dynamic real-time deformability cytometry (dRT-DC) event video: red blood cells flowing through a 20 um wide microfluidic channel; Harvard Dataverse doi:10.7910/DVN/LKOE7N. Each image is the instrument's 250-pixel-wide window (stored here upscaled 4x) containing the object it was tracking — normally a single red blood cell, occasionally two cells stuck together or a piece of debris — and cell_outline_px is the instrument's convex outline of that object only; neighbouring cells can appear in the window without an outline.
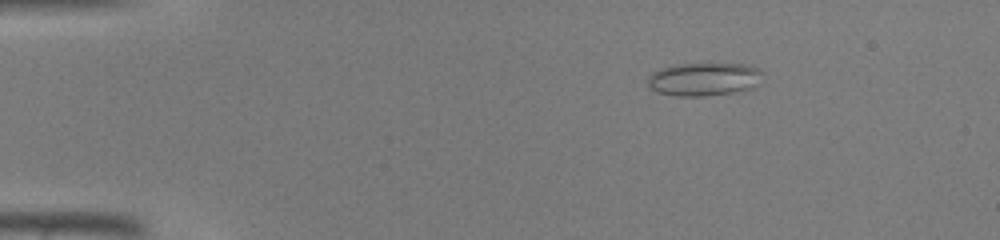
{"species": "common noctule bat (a hibernating species)", "species_latin": "Nyctalus noctula", "temperature_condition": "warm", "stored_images_in_passage": 39, "camera_frame_rate_fps": 3000, "um_per_image_px": 0.085, "animal": {"sex": "male", "body_mass_g": 19.0, "forearm_length_mm": 50.8}, "frame": {"image": 1, "passage_image": 1, "time_ms": 0.0, "image_size_px": [1000, 240], "cell_outline_px": [[764, 72], [760, 84], [752, 88], [732, 92], [700, 96], [676, 96], [656, 92], [648, 84], [648, 76], [652, 72], [660, 68], [672, 64], [744, 64], [760, 68]], "centroid_in_image_um": [59.86, 6.72], "position_along_channel_um": 25.1, "area_um2": 22.43}}
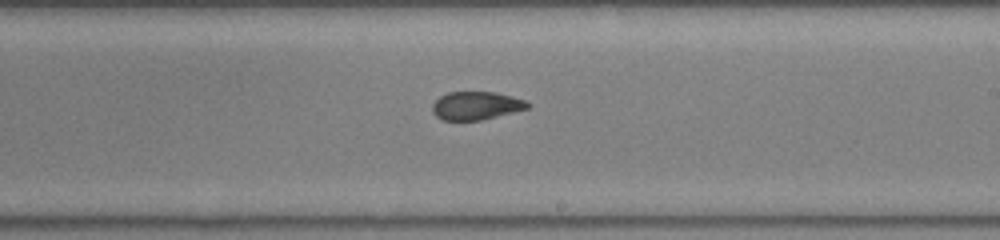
{"frame": {"image": 2, "passage_image": 21, "time_ms": 6.667, "image_size_px": [1000, 240], "cell_outline_px": [[532, 104], [528, 108], [480, 120], [444, 120], [436, 116], [432, 112], [432, 104], [440, 96], [448, 92], [496, 92], [512, 96], [524, 100]], "centroid_in_image_um": [40.46, 8.97], "position_along_channel_um": 248.5, "area_um2": 15.55}}
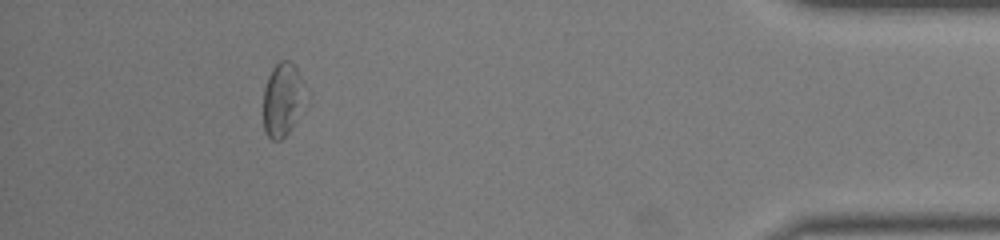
{"frame": {"image": 3, "passage_image": 35, "time_ms": 11.333, "image_size_px": [1000, 240], "cell_outline_px": [[296, 104], [292, 124], [288, 132], [280, 140], [272, 140], [268, 136], [264, 128], [264, 88], [268, 76], [272, 68], [280, 60], [288, 60], [296, 68]], "centroid_in_image_um": [23.8, 8.48], "position_along_channel_um": 411.4, "area_um2": 15.43}}